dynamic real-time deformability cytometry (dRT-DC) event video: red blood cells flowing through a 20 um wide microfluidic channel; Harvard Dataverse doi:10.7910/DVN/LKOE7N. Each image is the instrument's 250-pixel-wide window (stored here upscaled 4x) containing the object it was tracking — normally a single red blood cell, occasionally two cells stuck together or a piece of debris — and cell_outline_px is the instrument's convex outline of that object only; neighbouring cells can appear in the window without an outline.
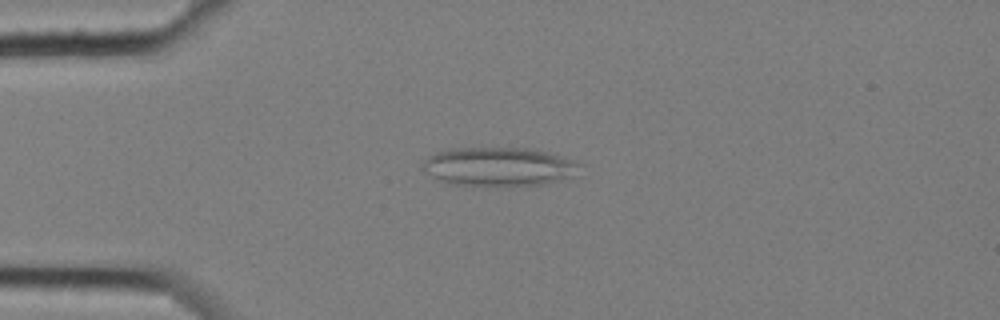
{"species": "common noctule bat (a hibernating species)", "species_latin": "Nyctalus noctula", "temperature_condition": "cold", "stored_images_in_passage": 5, "camera_frame_rate_fps": 3000, "um_per_image_px": 0.085, "animal": {"sex": "female", "body_mass_g": 25.1}, "frame": {"image": 1, "passage_image": 3, "time_ms": 0.667, "image_size_px": [1000, 320], "cell_outline_px": [[584, 164], [576, 176], [544, 184], [504, 188], [496, 188], [448, 184], [432, 176], [424, 168], [424, 160], [428, 156], [452, 148], [536, 148], [576, 160]], "centroid_in_image_um": [42.52, 14.2], "position_along_channel_um": 42.5, "area_um2": 36.7}}